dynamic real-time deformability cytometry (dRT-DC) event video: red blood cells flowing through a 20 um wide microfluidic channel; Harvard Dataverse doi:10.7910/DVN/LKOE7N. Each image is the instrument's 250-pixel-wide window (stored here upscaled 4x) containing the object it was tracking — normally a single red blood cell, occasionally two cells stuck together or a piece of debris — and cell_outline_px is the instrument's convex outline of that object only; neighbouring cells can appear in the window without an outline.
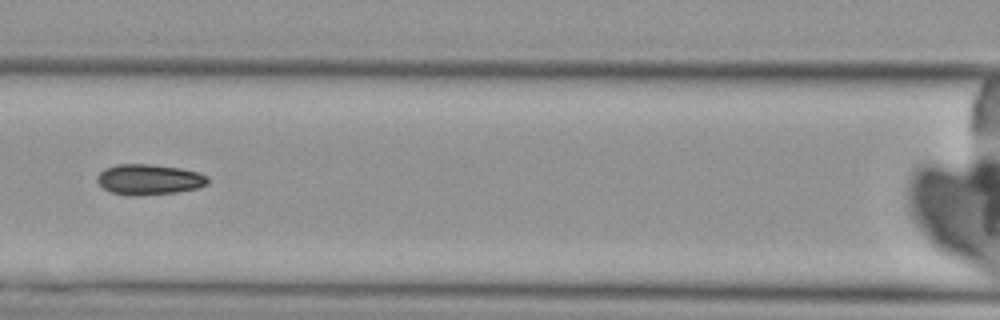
{"species": "Egyptian fruit bat (a non-hibernating species)", "species_latin": "Rousettus aegyptiacus", "temperature_condition": "cold", "stored_images_in_passage": 4, "camera_frame_rate_fps": 3000, "um_per_image_px": 0.085, "animal": {"sex": "female"}, "frame": {"image": 1, "passage_image": 4, "time_ms": 3.333, "image_size_px": [1000, 320], "cell_outline_px": [[208, 184], [200, 188], [176, 192], [136, 196], [128, 196], [108, 192], [96, 180], [96, 176], [104, 168], [116, 164], [152, 164], [180, 168], [200, 172], [208, 176]], "centroid_in_image_um": [12.67, 15.26], "position_along_channel_um": 153.9, "area_um2": 20.06}}